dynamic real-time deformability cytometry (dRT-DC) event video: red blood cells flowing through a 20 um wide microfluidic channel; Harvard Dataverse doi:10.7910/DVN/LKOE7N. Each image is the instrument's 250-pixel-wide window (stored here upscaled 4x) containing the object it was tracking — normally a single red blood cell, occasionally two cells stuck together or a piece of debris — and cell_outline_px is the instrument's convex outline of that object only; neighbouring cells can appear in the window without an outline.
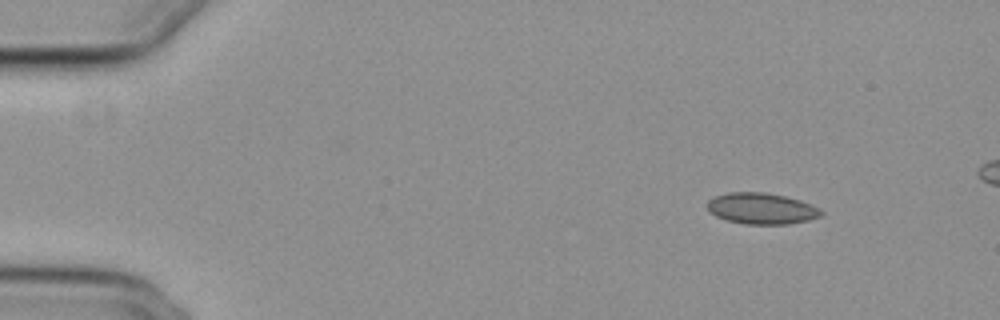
{"species": "common noctule bat (a hibernating species)", "species_latin": "Nyctalus noctula", "temperature_condition": "cold", "stored_images_in_passage": 47, "camera_frame_rate_fps": 3000, "um_per_image_px": 0.085, "animal": {"sex": "female", "body_mass_g": 29.2, "forearm_length_mm": 56.3}, "frame": {"image": 1, "passage_image": 1, "time_ms": 0.0, "image_size_px": [1000, 320], "cell_outline_px": [[824, 212], [820, 216], [808, 220], [788, 224], [748, 224], [728, 220], [716, 216], [708, 212], [704, 204], [708, 200], [716, 196], [728, 192], [764, 192], [784, 196], [800, 200], [820, 208]], "centroid_in_image_um": [64.7, 17.72], "position_along_channel_um": 20.3, "area_um2": 20.75}}
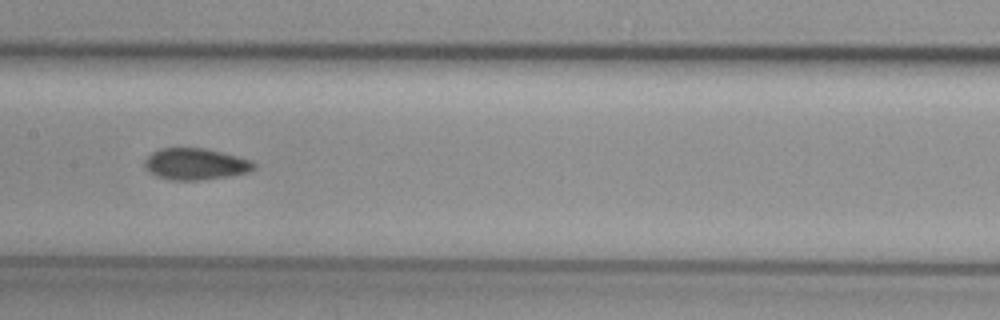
{"frame": {"image": 2, "passage_image": 22, "time_ms": 7.0, "image_size_px": [1000, 320], "cell_outline_px": [[256, 168], [248, 172], [232, 176], [196, 180], [168, 180], [156, 176], [148, 172], [144, 168], [144, 160], [152, 152], [160, 148], [204, 148], [252, 160], [256, 164]], "centroid_in_image_um": [16.59, 13.95], "position_along_channel_um": 190.8, "area_um2": 20.23}}
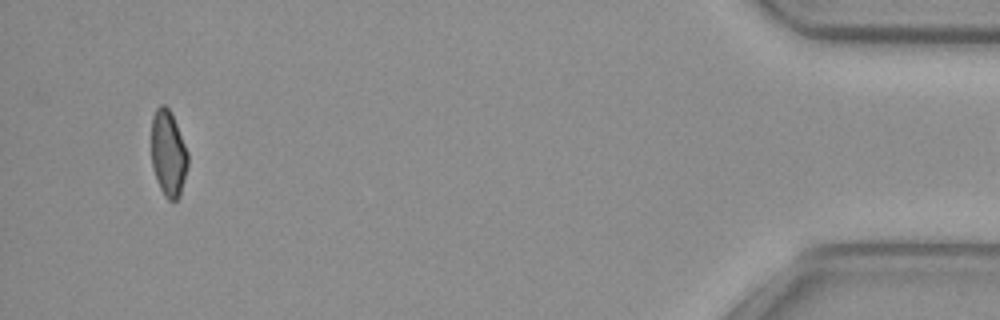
{"frame": {"image": 3, "passage_image": 46, "time_ms": 15.0, "image_size_px": [1000, 320], "cell_outline_px": [[188, 164], [180, 196], [176, 200], [168, 200], [164, 196], [156, 180], [152, 168], [152, 116], [156, 108], [160, 104], [164, 104], [168, 108], [176, 124], [188, 152]], "centroid_in_image_um": [14.3, 13.06], "position_along_channel_um": 420.9, "area_um2": 18.26}}